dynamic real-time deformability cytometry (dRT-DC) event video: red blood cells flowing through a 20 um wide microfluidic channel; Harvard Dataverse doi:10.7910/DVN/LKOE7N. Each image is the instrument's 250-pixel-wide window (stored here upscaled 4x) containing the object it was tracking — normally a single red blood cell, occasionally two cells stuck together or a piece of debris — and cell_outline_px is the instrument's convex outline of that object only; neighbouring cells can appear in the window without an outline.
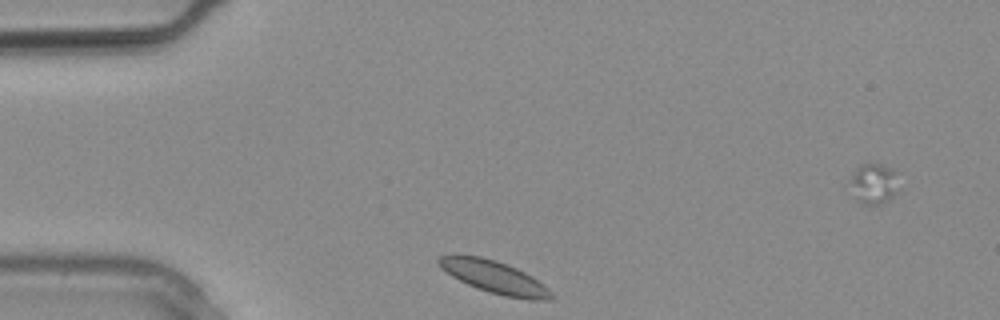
{"species": "common noctule bat (a hibernating species)", "species_latin": "Nyctalus noctula", "temperature_condition": "warm", "stored_images_in_passage": 7, "segment_of_instrument_passage": [2, 2], "camera_frame_rate_fps": 3000, "um_per_image_px": 0.085, "animal": {"sex": "male", "body_mass_g": 20.4}, "frame": {"image": 1, "passage_image": 3, "time_ms": 0.667, "image_size_px": [1000, 320], "cell_outline_px": [[552, 300], [532, 300], [504, 296], [488, 292], [476, 288], [452, 276], [440, 268], [436, 260], [440, 256], [456, 252], [480, 256], [496, 260], [508, 264], [532, 276], [548, 288], [552, 292]], "centroid_in_image_um": [41.96, 23.51], "position_along_channel_um": 43.0, "area_um2": 21.68}}
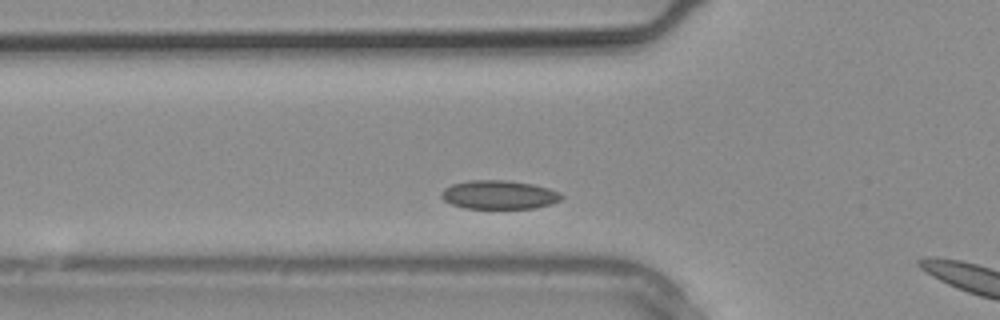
{"frame": {"image": 2, "passage_image": 6, "time_ms": 1.667, "image_size_px": [1000, 320], "cell_outline_px": [[564, 196], [560, 200], [552, 204], [532, 208], [464, 208], [452, 204], [444, 200], [440, 196], [440, 192], [444, 188], [452, 184], [468, 180], [508, 180], [532, 184], [548, 188], [560, 192]], "centroid_in_image_um": [42.41, 16.55], "position_along_channel_um": 83.4, "area_um2": 20.17}}